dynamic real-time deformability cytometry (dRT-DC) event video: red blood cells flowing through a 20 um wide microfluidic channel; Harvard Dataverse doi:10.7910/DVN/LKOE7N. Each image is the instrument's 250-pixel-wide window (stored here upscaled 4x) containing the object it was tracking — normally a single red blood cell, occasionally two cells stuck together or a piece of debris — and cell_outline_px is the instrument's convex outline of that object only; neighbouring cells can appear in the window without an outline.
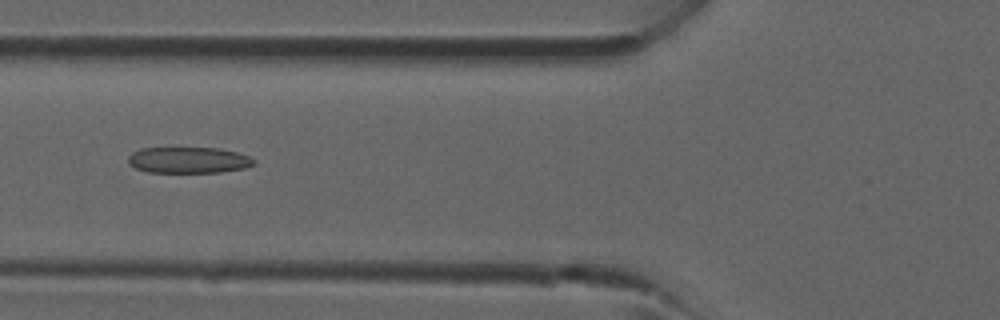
{"species": "common noctule bat (a hibernating species)", "species_latin": "Nyctalus noctula", "temperature_condition": "room temperature", "stored_images_in_passage": 37, "camera_frame_rate_fps": 3000, "um_per_image_px": 0.085, "animal": {"sex": "male", "forearm_length_mm": 52.5}, "frame": {"image": 1, "passage_image": 12, "time_ms": 3.667, "image_size_px": [1000, 320], "cell_outline_px": [[256, 164], [244, 168], [220, 172], [148, 172], [136, 168], [128, 164], [128, 156], [132, 152], [140, 148], [220, 148], [236, 152], [248, 156], [256, 160]], "centroid_in_image_um": [16.02, 13.6], "position_along_channel_um": 109.8, "area_um2": 19.19}}
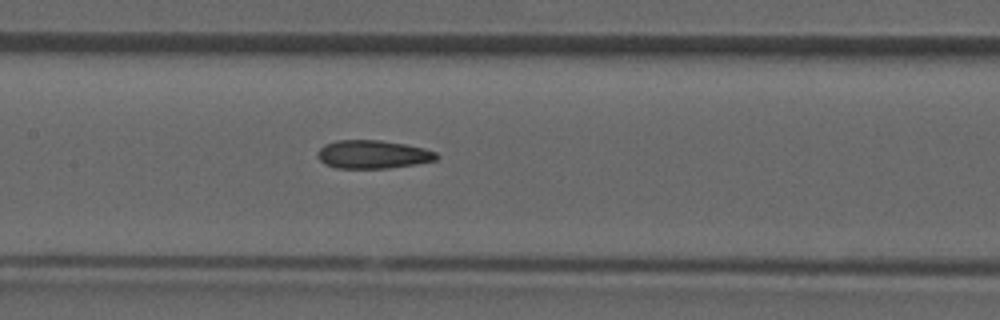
{"frame": {"image": 2, "passage_image": 16, "time_ms": 5.0, "image_size_px": [1000, 320], "cell_outline_px": [[440, 156], [436, 160], [416, 164], [388, 168], [336, 168], [324, 164], [316, 156], [316, 152], [324, 144], [336, 140], [380, 140], [404, 144], [424, 148], [436, 152]], "centroid_in_image_um": [31.67, 13.12], "position_along_channel_um": 175.7, "area_um2": 19.77}}
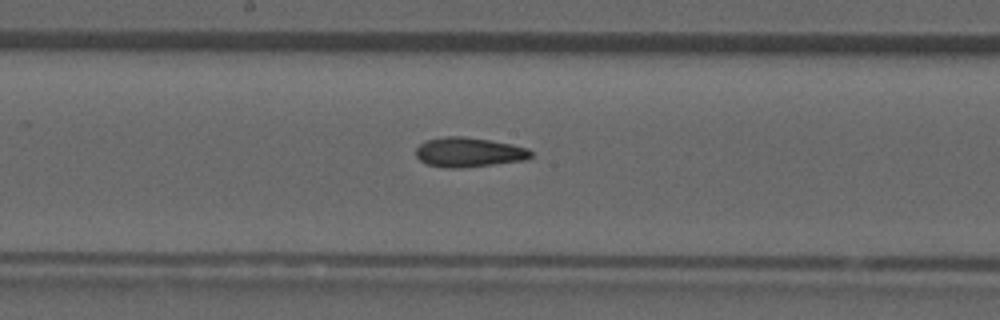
{"frame": {"image": 3, "passage_image": 18, "time_ms": 5.667, "image_size_px": [1000, 320], "cell_outline_px": [[532, 156], [528, 160], [460, 168], [444, 168], [424, 164], [416, 156], [416, 148], [420, 144], [428, 140], [444, 136], [464, 136], [492, 140], [512, 144], [528, 148], [532, 152]], "centroid_in_image_um": [39.86, 12.94], "position_along_channel_um": 208.3, "area_um2": 20.11}}